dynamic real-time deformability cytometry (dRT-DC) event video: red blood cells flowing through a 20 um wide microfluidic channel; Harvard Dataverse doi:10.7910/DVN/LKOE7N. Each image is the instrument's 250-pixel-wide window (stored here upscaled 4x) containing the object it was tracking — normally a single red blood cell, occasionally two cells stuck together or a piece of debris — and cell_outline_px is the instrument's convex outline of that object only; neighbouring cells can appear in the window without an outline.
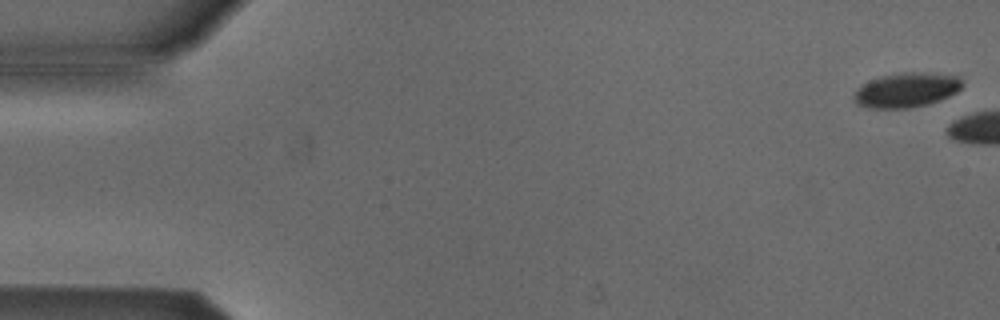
{"species": "Egyptian fruit bat (a non-hibernating species)", "species_latin": "Rousettus aegyptiacus", "temperature_condition": "cold", "stored_images_in_passage": 2, "camera_frame_rate_fps": 3000, "um_per_image_px": 0.085, "animal": {"sex": "male"}, "frame": {"image": 1, "passage_image": 1, "time_ms": 0.0, "image_size_px": [1000, 320], "cell_outline_px": [[960, 88], [956, 92], [940, 100], [928, 104], [908, 108], [868, 108], [856, 104], [856, 92], [864, 84], [880, 76], [904, 72], [916, 72], [956, 76], [960, 80]], "centroid_in_image_um": [77.04, 7.66], "position_along_channel_um": 8.0, "area_um2": 21.21}}